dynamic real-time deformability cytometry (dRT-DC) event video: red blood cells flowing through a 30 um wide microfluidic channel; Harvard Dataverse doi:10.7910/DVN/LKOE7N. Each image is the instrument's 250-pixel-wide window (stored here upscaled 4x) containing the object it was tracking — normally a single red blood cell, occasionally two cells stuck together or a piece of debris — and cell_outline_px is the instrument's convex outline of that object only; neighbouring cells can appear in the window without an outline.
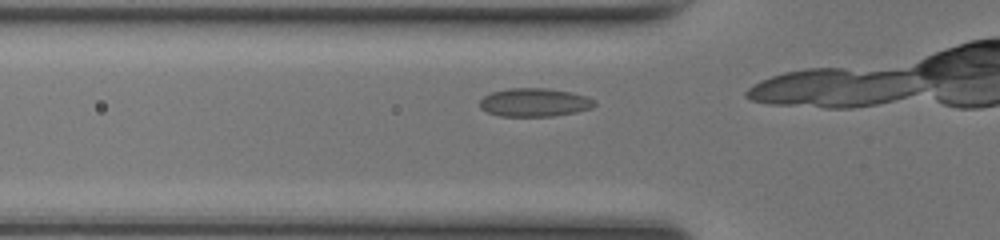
{"species": "common noctule bat (a hibernating species)", "species_latin": "Nyctalus noctula", "temperature_condition": "room temperature", "stored_images_in_passage": 4, "camera_frame_rate_fps": 3000, "um_per_image_px": 0.085, "animal": {"sex": "female", "body_mass_g": 17.0, "forearm_length_mm": 48.0}, "frame": {"image": 1, "passage_image": 2, "time_ms": 0.333, "image_size_px": [1000, 240], "cell_outline_px": [[596, 104], [592, 108], [576, 112], [552, 116], [500, 116], [488, 112], [480, 108], [480, 100], [484, 96], [492, 92], [508, 88], [544, 88], [572, 92], [588, 96], [596, 100]], "centroid_in_image_um": [45.46, 8.7], "position_along_channel_um": 80.3, "area_um2": 19.07}}